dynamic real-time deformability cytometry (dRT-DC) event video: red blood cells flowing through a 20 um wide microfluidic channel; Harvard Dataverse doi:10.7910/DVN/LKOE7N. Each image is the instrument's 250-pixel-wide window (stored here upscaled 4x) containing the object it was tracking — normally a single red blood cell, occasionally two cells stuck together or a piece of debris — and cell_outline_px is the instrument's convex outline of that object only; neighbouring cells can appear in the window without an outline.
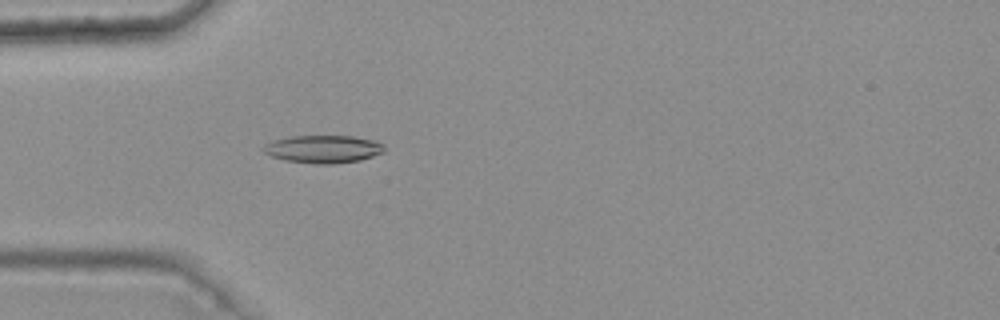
{"species": "common noctule bat (a hibernating species)", "species_latin": "Nyctalus noctula", "temperature_condition": "warm", "stored_images_in_passage": 3, "camera_frame_rate_fps": 3000, "um_per_image_px": 0.085, "animal": {"sex": "female", "body_mass_g": 25.1}, "frame": {"image": 1, "passage_image": 3, "time_ms": 0.667, "image_size_px": [1000, 320], "cell_outline_px": [[384, 152], [360, 160], [332, 164], [316, 164], [284, 160], [272, 156], [264, 152], [264, 144], [272, 140], [288, 136], [352, 136], [376, 140], [384, 144]], "centroid_in_image_um": [27.48, 12.66], "position_along_channel_um": 57.5, "area_um2": 19.65}}